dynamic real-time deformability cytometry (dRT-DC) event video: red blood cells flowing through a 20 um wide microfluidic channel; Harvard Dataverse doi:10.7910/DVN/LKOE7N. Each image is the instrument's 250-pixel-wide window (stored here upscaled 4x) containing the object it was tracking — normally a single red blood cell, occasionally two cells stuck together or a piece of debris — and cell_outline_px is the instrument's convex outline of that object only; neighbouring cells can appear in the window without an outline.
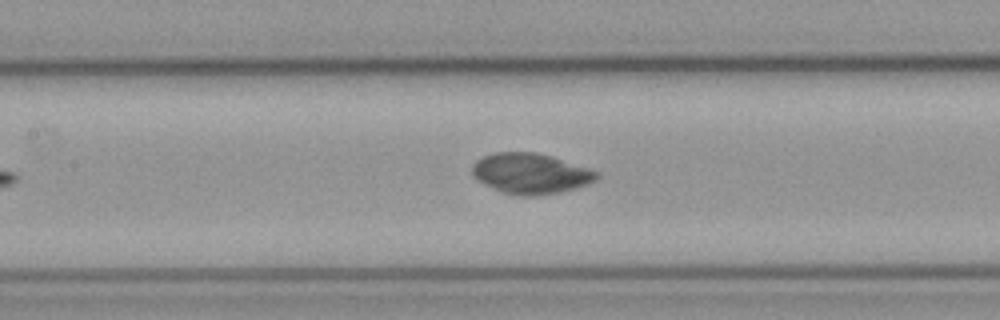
{"species": "common noctule bat (a hibernating species)", "species_latin": "Nyctalus noctula", "temperature_condition": "cold", "stored_images_in_passage": 6, "camera_frame_rate_fps": 3000, "um_per_image_px": 0.085, "animal": {"sex": "male", "body_mass_g": 23.1, "forearm_length_mm": 52.7}, "frame": {"image": 1, "passage_image": 5, "time_ms": 1.333, "image_size_px": [1000, 320], "cell_outline_px": [[600, 176], [596, 180], [588, 184], [560, 192], [532, 196], [520, 196], [504, 192], [472, 176], [472, 164], [476, 160], [492, 152], [536, 152], [552, 156], [588, 168], [596, 172]], "centroid_in_image_um": [45.11, 14.73], "position_along_channel_um": 162.3, "area_um2": 29.07}}
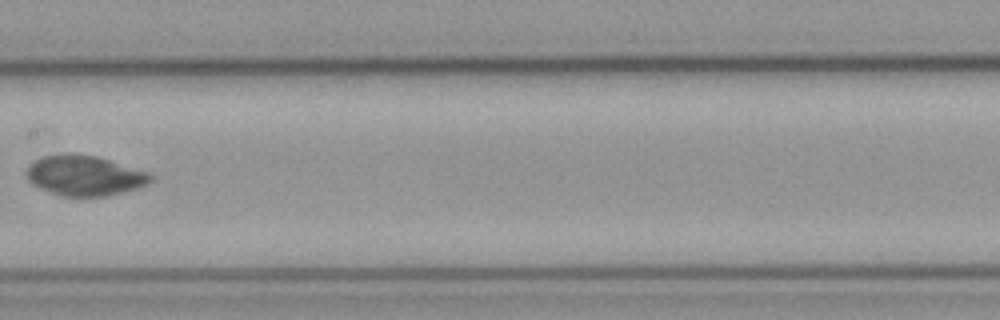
{"frame": {"image": 2, "passage_image": 6, "time_ms": 1.667, "image_size_px": [1000, 320], "cell_outline_px": [[152, 180], [148, 184], [124, 192], [108, 196], [60, 196], [40, 188], [32, 184], [28, 180], [24, 172], [28, 164], [44, 156], [68, 152], [76, 152], [96, 156], [148, 172], [152, 176]], "centroid_in_image_um": [7.14, 14.91], "position_along_channel_um": 200.3, "area_um2": 29.36}}